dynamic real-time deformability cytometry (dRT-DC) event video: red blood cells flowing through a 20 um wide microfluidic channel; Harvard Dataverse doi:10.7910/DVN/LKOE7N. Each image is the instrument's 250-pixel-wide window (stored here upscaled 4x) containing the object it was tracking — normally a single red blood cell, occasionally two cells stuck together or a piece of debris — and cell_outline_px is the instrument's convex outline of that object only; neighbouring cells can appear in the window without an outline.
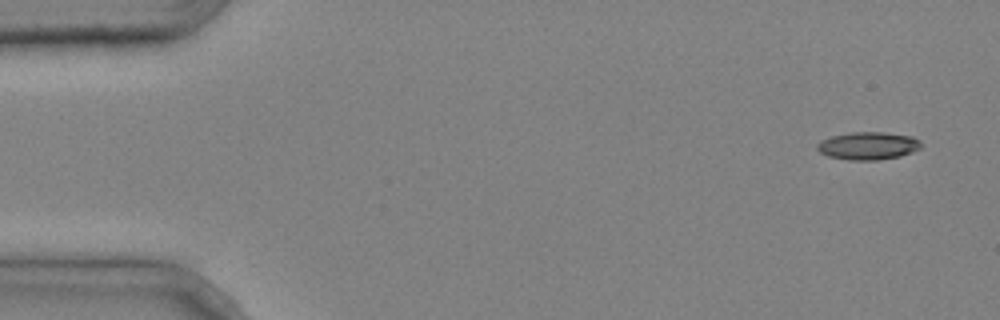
{"species": "common noctule bat (a hibernating species)", "species_latin": "Nyctalus noctula", "temperature_condition": "cold", "stored_images_in_passage": 4, "camera_frame_rate_fps": 3000, "um_per_image_px": 0.085, "animal": {"sex": "male", "body_mass_g": 20.4}, "frame": {"image": 1, "passage_image": 1, "time_ms": 0.0, "image_size_px": [1000, 320], "cell_outline_px": [[920, 148], [912, 152], [900, 156], [876, 160], [848, 160], [828, 156], [820, 152], [816, 148], [816, 144], [820, 140], [832, 136], [852, 132], [884, 132], [912, 136], [920, 140]], "centroid_in_image_um": [73.77, 12.39], "position_along_channel_um": 11.2, "area_um2": 16.82}}
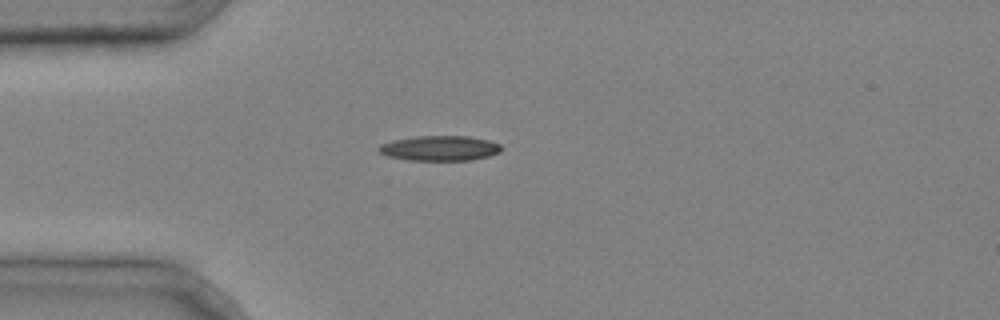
{"frame": {"image": 2, "passage_image": 4, "time_ms": 1.0, "image_size_px": [1000, 320], "cell_outline_px": [[500, 152], [488, 156], [472, 160], [408, 160], [388, 156], [380, 152], [376, 148], [380, 144], [392, 140], [416, 136], [468, 136], [488, 140], [500, 144]], "centroid_in_image_um": [37.35, 12.59], "position_along_channel_um": 47.7, "area_um2": 17.86}}